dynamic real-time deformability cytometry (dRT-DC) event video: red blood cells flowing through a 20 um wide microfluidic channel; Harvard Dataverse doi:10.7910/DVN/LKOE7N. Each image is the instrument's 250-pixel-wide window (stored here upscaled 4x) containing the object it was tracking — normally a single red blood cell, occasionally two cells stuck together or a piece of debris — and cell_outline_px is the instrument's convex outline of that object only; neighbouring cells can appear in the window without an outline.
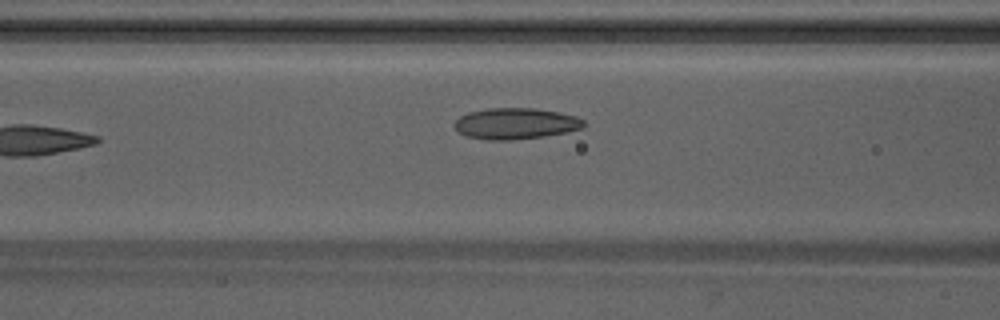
{"species": "Egyptian fruit bat (a non-hibernating species)", "species_latin": "Rousettus aegyptiacus", "temperature_condition": "warm", "stored_images_in_passage": 7, "camera_frame_rate_fps": 3000, "um_per_image_px": 0.085, "animal": {"sex": "male"}, "frame": {"image": 1, "passage_image": 7, "time_ms": 2.0, "image_size_px": [1000, 320], "cell_outline_px": [[588, 124], [584, 128], [544, 136], [512, 140], [488, 140], [464, 136], [452, 124], [460, 116], [468, 112], [488, 108], [536, 108], [560, 112], [576, 116], [584, 120]], "centroid_in_image_um": [43.84, 10.5], "position_along_channel_um": 122.8, "area_um2": 23.7}}